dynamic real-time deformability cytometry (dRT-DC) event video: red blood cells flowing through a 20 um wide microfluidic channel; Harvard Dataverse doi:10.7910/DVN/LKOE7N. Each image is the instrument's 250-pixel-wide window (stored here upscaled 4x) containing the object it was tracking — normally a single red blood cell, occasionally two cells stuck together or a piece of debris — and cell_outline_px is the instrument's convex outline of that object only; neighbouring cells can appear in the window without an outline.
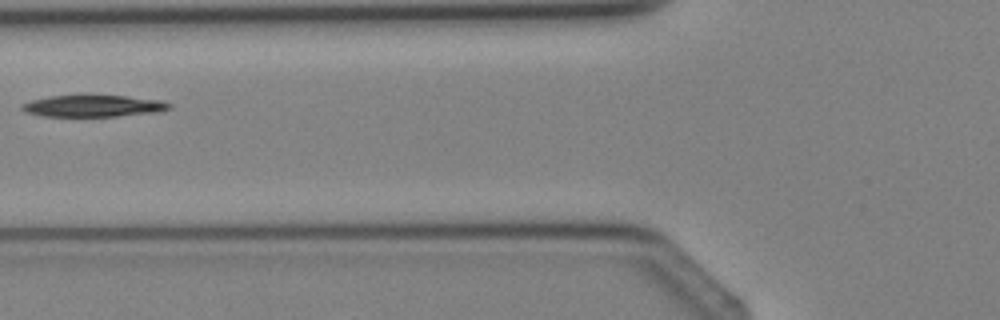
{"species": "Egyptian fruit bat (a non-hibernating species)", "species_latin": "Rousettus aegyptiacus", "temperature_condition": "cold", "stored_images_in_passage": 3, "camera_frame_rate_fps": 3000, "um_per_image_px": 0.085, "animal": {"sex": "female"}, "frame": {"image": 1, "passage_image": 3, "time_ms": 3.0, "image_size_px": [1000, 320], "cell_outline_px": [[172, 108], [160, 112], [116, 116], [44, 116], [24, 112], [20, 108], [20, 104], [32, 100], [48, 96], [124, 96], [160, 100], [172, 104]], "centroid_in_image_um": [7.93, 9.01], "position_along_channel_um": 117.9, "area_um2": 18.55}}